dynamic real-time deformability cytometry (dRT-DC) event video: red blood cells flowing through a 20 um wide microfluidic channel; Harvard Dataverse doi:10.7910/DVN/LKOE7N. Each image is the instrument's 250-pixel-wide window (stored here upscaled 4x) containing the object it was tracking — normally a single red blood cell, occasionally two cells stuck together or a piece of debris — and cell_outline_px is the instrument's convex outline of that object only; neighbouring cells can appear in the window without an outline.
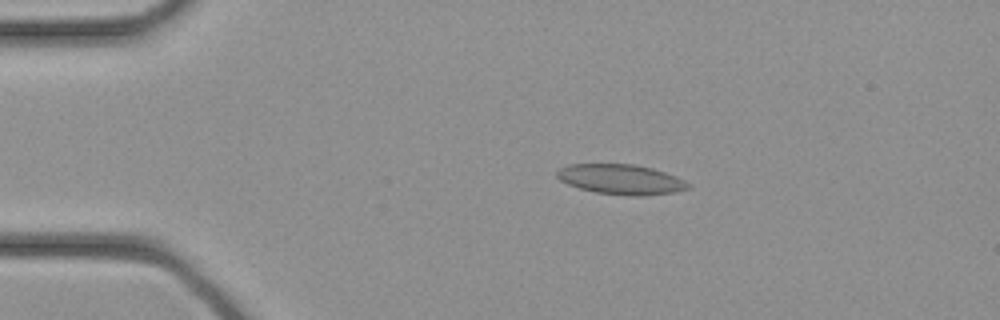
{"species": "common noctule bat (a hibernating species)", "species_latin": "Nyctalus noctula", "temperature_condition": "cold", "stored_images_in_passage": 18, "camera_frame_rate_fps": 3000, "um_per_image_px": 0.085, "animal": {"sex": "female", "body_mass_g": 21.9}, "frame": {"image": 1, "passage_image": 6, "time_ms": 1.667, "image_size_px": [1000, 320], "cell_outline_px": [[692, 184], [688, 188], [676, 192], [644, 196], [632, 196], [596, 192], [580, 188], [568, 184], [560, 180], [556, 176], [556, 172], [560, 168], [568, 164], [632, 164], [652, 168], [676, 176]], "centroid_in_image_um": [52.8, 15.25], "position_along_channel_um": 32.2, "area_um2": 22.95}}
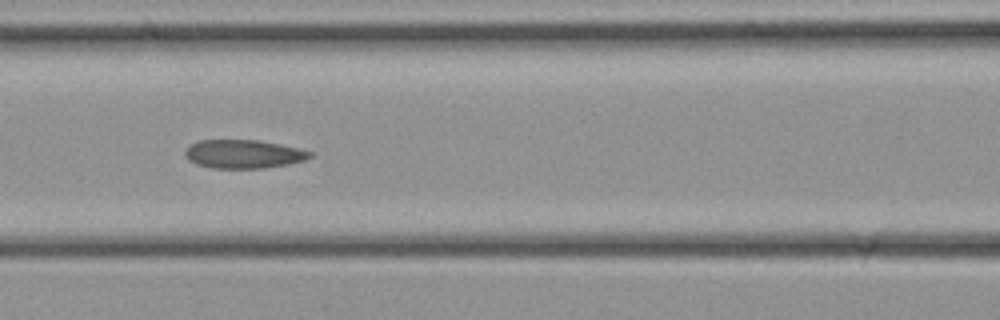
{"frame": {"image": 2, "passage_image": 14, "time_ms": 4.333, "image_size_px": [1000, 320], "cell_outline_px": [[312, 156], [304, 160], [288, 164], [264, 168], [212, 168], [196, 164], [188, 160], [184, 156], [184, 152], [188, 144], [200, 140], [260, 140], [280, 144], [312, 152]], "centroid_in_image_um": [20.64, 13.09], "position_along_channel_um": 146.0, "area_um2": 20.87}}
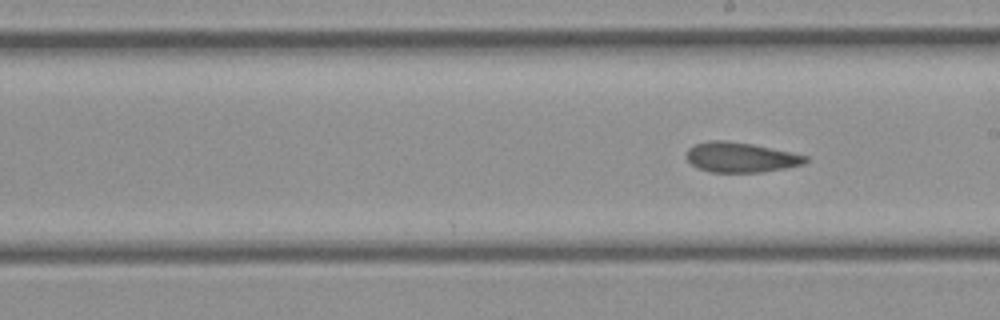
{"frame": {"image": 3, "passage_image": 18, "time_ms": 5.667, "image_size_px": [1000, 320], "cell_outline_px": [[808, 160], [804, 164], [784, 168], [760, 172], [708, 172], [696, 168], [684, 156], [688, 148], [696, 144], [708, 140], [728, 140], [752, 144], [808, 156]], "centroid_in_image_um": [62.9, 13.37], "position_along_channel_um": 226.1, "area_um2": 20.87}}